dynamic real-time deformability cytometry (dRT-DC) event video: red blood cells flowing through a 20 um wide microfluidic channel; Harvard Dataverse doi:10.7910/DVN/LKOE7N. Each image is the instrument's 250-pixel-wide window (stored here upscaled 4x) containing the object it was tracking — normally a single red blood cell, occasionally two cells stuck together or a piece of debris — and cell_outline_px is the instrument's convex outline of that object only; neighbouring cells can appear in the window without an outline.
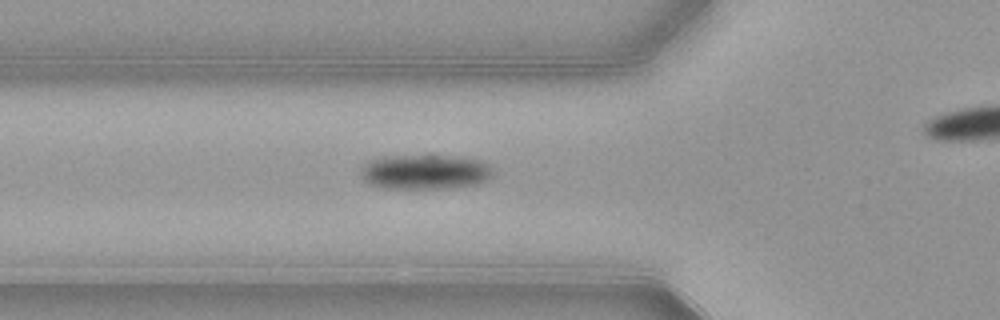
{"species": "common noctule bat (a hibernating species)", "species_latin": "Nyctalus noctula", "temperature_condition": "warm", "stored_images_in_passage": 43, "camera_frame_rate_fps": 3000, "um_per_image_px": 0.085, "animal": {"sex": "female", "body_mass_g": 21.9}, "frame": {"image": 1, "passage_image": 18, "time_ms": 5.667, "image_size_px": [1000, 320], "cell_outline_px": [[492, 176], [476, 184], [452, 188], [384, 188], [368, 184], [364, 180], [360, 172], [360, 168], [368, 160], [380, 156], [460, 156], [480, 160], [492, 164]], "centroid_in_image_um": [36.11, 14.6], "position_along_channel_um": 89.7, "area_um2": 27.05}}
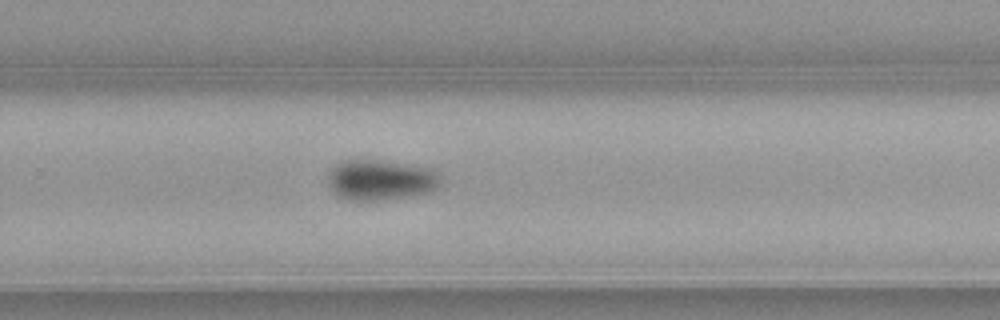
{"frame": {"image": 2, "passage_image": 34, "time_ms": 11.0, "image_size_px": [1000, 320], "cell_outline_px": [[440, 184], [436, 188], [424, 192], [404, 196], [376, 200], [352, 200], [340, 196], [332, 192], [328, 184], [328, 176], [332, 168], [340, 160], [376, 160], [428, 168], [440, 180]], "centroid_in_image_um": [32.23, 15.29], "position_along_channel_um": 297.6, "area_um2": 25.66}}
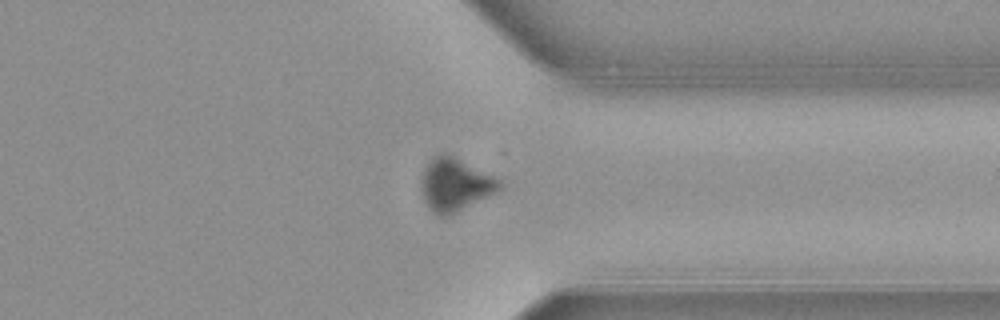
{"frame": {"image": 3, "passage_image": 40, "time_ms": 13.0, "image_size_px": [1000, 320], "cell_outline_px": [[504, 184], [496, 192], [448, 216], [436, 216], [432, 212], [424, 200], [420, 188], [420, 180], [424, 164], [432, 156], [444, 152], [500, 180]], "centroid_in_image_um": [38.6, 15.69], "position_along_channel_um": 372.8, "area_um2": 24.04}}